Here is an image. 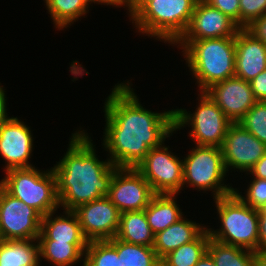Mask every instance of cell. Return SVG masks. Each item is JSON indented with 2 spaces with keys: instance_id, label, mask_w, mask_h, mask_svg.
<instances>
[{
  "instance_id": "cell-42",
  "label": "cell",
  "mask_w": 266,
  "mask_h": 266,
  "mask_svg": "<svg viewBox=\"0 0 266 266\" xmlns=\"http://www.w3.org/2000/svg\"><path fill=\"white\" fill-rule=\"evenodd\" d=\"M258 214H266V207L258 210Z\"/></svg>"
},
{
  "instance_id": "cell-41",
  "label": "cell",
  "mask_w": 266,
  "mask_h": 266,
  "mask_svg": "<svg viewBox=\"0 0 266 266\" xmlns=\"http://www.w3.org/2000/svg\"><path fill=\"white\" fill-rule=\"evenodd\" d=\"M253 266H266V254L255 252L253 256Z\"/></svg>"
},
{
  "instance_id": "cell-13",
  "label": "cell",
  "mask_w": 266,
  "mask_h": 266,
  "mask_svg": "<svg viewBox=\"0 0 266 266\" xmlns=\"http://www.w3.org/2000/svg\"><path fill=\"white\" fill-rule=\"evenodd\" d=\"M74 212L89 242L110 240L116 236L120 212L107 196L80 205Z\"/></svg>"
},
{
  "instance_id": "cell-31",
  "label": "cell",
  "mask_w": 266,
  "mask_h": 266,
  "mask_svg": "<svg viewBox=\"0 0 266 266\" xmlns=\"http://www.w3.org/2000/svg\"><path fill=\"white\" fill-rule=\"evenodd\" d=\"M240 28L246 29L266 14V0H239Z\"/></svg>"
},
{
  "instance_id": "cell-23",
  "label": "cell",
  "mask_w": 266,
  "mask_h": 266,
  "mask_svg": "<svg viewBox=\"0 0 266 266\" xmlns=\"http://www.w3.org/2000/svg\"><path fill=\"white\" fill-rule=\"evenodd\" d=\"M39 264L37 239L0 240V266H40Z\"/></svg>"
},
{
  "instance_id": "cell-8",
  "label": "cell",
  "mask_w": 266,
  "mask_h": 266,
  "mask_svg": "<svg viewBox=\"0 0 266 266\" xmlns=\"http://www.w3.org/2000/svg\"><path fill=\"white\" fill-rule=\"evenodd\" d=\"M200 102L193 113L186 109L175 110V131L186 125L191 126L189 137L197 146L221 147L232 121L206 92L198 95Z\"/></svg>"
},
{
  "instance_id": "cell-34",
  "label": "cell",
  "mask_w": 266,
  "mask_h": 266,
  "mask_svg": "<svg viewBox=\"0 0 266 266\" xmlns=\"http://www.w3.org/2000/svg\"><path fill=\"white\" fill-rule=\"evenodd\" d=\"M257 39L266 44V14L256 19L249 27L246 28Z\"/></svg>"
},
{
  "instance_id": "cell-30",
  "label": "cell",
  "mask_w": 266,
  "mask_h": 266,
  "mask_svg": "<svg viewBox=\"0 0 266 266\" xmlns=\"http://www.w3.org/2000/svg\"><path fill=\"white\" fill-rule=\"evenodd\" d=\"M248 185L245 197L239 193L238 189H234V193L248 206L253 209L260 210L266 207V179H251Z\"/></svg>"
},
{
  "instance_id": "cell-18",
  "label": "cell",
  "mask_w": 266,
  "mask_h": 266,
  "mask_svg": "<svg viewBox=\"0 0 266 266\" xmlns=\"http://www.w3.org/2000/svg\"><path fill=\"white\" fill-rule=\"evenodd\" d=\"M50 212L42 217L41 232L37 240H56L67 243H89L83 235L77 214L74 211L65 210L64 215L54 217Z\"/></svg>"
},
{
  "instance_id": "cell-37",
  "label": "cell",
  "mask_w": 266,
  "mask_h": 266,
  "mask_svg": "<svg viewBox=\"0 0 266 266\" xmlns=\"http://www.w3.org/2000/svg\"><path fill=\"white\" fill-rule=\"evenodd\" d=\"M152 0H127L126 8L129 10L131 19L149 2Z\"/></svg>"
},
{
  "instance_id": "cell-12",
  "label": "cell",
  "mask_w": 266,
  "mask_h": 266,
  "mask_svg": "<svg viewBox=\"0 0 266 266\" xmlns=\"http://www.w3.org/2000/svg\"><path fill=\"white\" fill-rule=\"evenodd\" d=\"M223 161L228 173L230 170H249L266 154V144L247 131L238 122H232L221 145Z\"/></svg>"
},
{
  "instance_id": "cell-39",
  "label": "cell",
  "mask_w": 266,
  "mask_h": 266,
  "mask_svg": "<svg viewBox=\"0 0 266 266\" xmlns=\"http://www.w3.org/2000/svg\"><path fill=\"white\" fill-rule=\"evenodd\" d=\"M91 3L112 5L115 7L126 6L127 0H89Z\"/></svg>"
},
{
  "instance_id": "cell-32",
  "label": "cell",
  "mask_w": 266,
  "mask_h": 266,
  "mask_svg": "<svg viewBox=\"0 0 266 266\" xmlns=\"http://www.w3.org/2000/svg\"><path fill=\"white\" fill-rule=\"evenodd\" d=\"M209 5L217 8L240 27V4L239 0H204Z\"/></svg>"
},
{
  "instance_id": "cell-16",
  "label": "cell",
  "mask_w": 266,
  "mask_h": 266,
  "mask_svg": "<svg viewBox=\"0 0 266 266\" xmlns=\"http://www.w3.org/2000/svg\"><path fill=\"white\" fill-rule=\"evenodd\" d=\"M205 92L232 122H239L257 102L250 82L236 76L213 84Z\"/></svg>"
},
{
  "instance_id": "cell-38",
  "label": "cell",
  "mask_w": 266,
  "mask_h": 266,
  "mask_svg": "<svg viewBox=\"0 0 266 266\" xmlns=\"http://www.w3.org/2000/svg\"><path fill=\"white\" fill-rule=\"evenodd\" d=\"M3 88L4 87H2V85L0 84V123L10 118L7 114V98L5 95V89Z\"/></svg>"
},
{
  "instance_id": "cell-40",
  "label": "cell",
  "mask_w": 266,
  "mask_h": 266,
  "mask_svg": "<svg viewBox=\"0 0 266 266\" xmlns=\"http://www.w3.org/2000/svg\"><path fill=\"white\" fill-rule=\"evenodd\" d=\"M194 266H216L211 255L206 252L204 256Z\"/></svg>"
},
{
  "instance_id": "cell-21",
  "label": "cell",
  "mask_w": 266,
  "mask_h": 266,
  "mask_svg": "<svg viewBox=\"0 0 266 266\" xmlns=\"http://www.w3.org/2000/svg\"><path fill=\"white\" fill-rule=\"evenodd\" d=\"M154 236L144 210L120 213L115 238L131 244L153 247Z\"/></svg>"
},
{
  "instance_id": "cell-14",
  "label": "cell",
  "mask_w": 266,
  "mask_h": 266,
  "mask_svg": "<svg viewBox=\"0 0 266 266\" xmlns=\"http://www.w3.org/2000/svg\"><path fill=\"white\" fill-rule=\"evenodd\" d=\"M33 141L30 127L17 117L0 123V156L5 160L4 171L33 167L28 161L32 156Z\"/></svg>"
},
{
  "instance_id": "cell-9",
  "label": "cell",
  "mask_w": 266,
  "mask_h": 266,
  "mask_svg": "<svg viewBox=\"0 0 266 266\" xmlns=\"http://www.w3.org/2000/svg\"><path fill=\"white\" fill-rule=\"evenodd\" d=\"M151 148L136 170L148 181L155 194H176L183 188V159L169 146Z\"/></svg>"
},
{
  "instance_id": "cell-1",
  "label": "cell",
  "mask_w": 266,
  "mask_h": 266,
  "mask_svg": "<svg viewBox=\"0 0 266 266\" xmlns=\"http://www.w3.org/2000/svg\"><path fill=\"white\" fill-rule=\"evenodd\" d=\"M127 83H117L106 98L103 145L117 168H136L151 148L175 132V110L160 113L142 106Z\"/></svg>"
},
{
  "instance_id": "cell-15",
  "label": "cell",
  "mask_w": 266,
  "mask_h": 266,
  "mask_svg": "<svg viewBox=\"0 0 266 266\" xmlns=\"http://www.w3.org/2000/svg\"><path fill=\"white\" fill-rule=\"evenodd\" d=\"M241 28L228 16L204 0H198L186 29L179 40L235 37Z\"/></svg>"
},
{
  "instance_id": "cell-26",
  "label": "cell",
  "mask_w": 266,
  "mask_h": 266,
  "mask_svg": "<svg viewBox=\"0 0 266 266\" xmlns=\"http://www.w3.org/2000/svg\"><path fill=\"white\" fill-rule=\"evenodd\" d=\"M109 241L116 247L120 266H161L153 247L127 243L115 237Z\"/></svg>"
},
{
  "instance_id": "cell-22",
  "label": "cell",
  "mask_w": 266,
  "mask_h": 266,
  "mask_svg": "<svg viewBox=\"0 0 266 266\" xmlns=\"http://www.w3.org/2000/svg\"><path fill=\"white\" fill-rule=\"evenodd\" d=\"M39 244V262L41 258L55 266H72L84 260L88 243H67L56 240H37Z\"/></svg>"
},
{
  "instance_id": "cell-6",
  "label": "cell",
  "mask_w": 266,
  "mask_h": 266,
  "mask_svg": "<svg viewBox=\"0 0 266 266\" xmlns=\"http://www.w3.org/2000/svg\"><path fill=\"white\" fill-rule=\"evenodd\" d=\"M0 186L11 196L36 209L42 216L54 212L59 205L57 180L52 167L41 171L35 166L5 171Z\"/></svg>"
},
{
  "instance_id": "cell-19",
  "label": "cell",
  "mask_w": 266,
  "mask_h": 266,
  "mask_svg": "<svg viewBox=\"0 0 266 266\" xmlns=\"http://www.w3.org/2000/svg\"><path fill=\"white\" fill-rule=\"evenodd\" d=\"M184 218L154 236L153 249L160 260L181 245L195 240L207 228Z\"/></svg>"
},
{
  "instance_id": "cell-36",
  "label": "cell",
  "mask_w": 266,
  "mask_h": 266,
  "mask_svg": "<svg viewBox=\"0 0 266 266\" xmlns=\"http://www.w3.org/2000/svg\"><path fill=\"white\" fill-rule=\"evenodd\" d=\"M255 178L266 179V154L248 172Z\"/></svg>"
},
{
  "instance_id": "cell-10",
  "label": "cell",
  "mask_w": 266,
  "mask_h": 266,
  "mask_svg": "<svg viewBox=\"0 0 266 266\" xmlns=\"http://www.w3.org/2000/svg\"><path fill=\"white\" fill-rule=\"evenodd\" d=\"M42 215L0 186V240L37 239Z\"/></svg>"
},
{
  "instance_id": "cell-24",
  "label": "cell",
  "mask_w": 266,
  "mask_h": 266,
  "mask_svg": "<svg viewBox=\"0 0 266 266\" xmlns=\"http://www.w3.org/2000/svg\"><path fill=\"white\" fill-rule=\"evenodd\" d=\"M48 13L53 20L55 28L71 26L76 20L85 16L89 11V0H44Z\"/></svg>"
},
{
  "instance_id": "cell-7",
  "label": "cell",
  "mask_w": 266,
  "mask_h": 266,
  "mask_svg": "<svg viewBox=\"0 0 266 266\" xmlns=\"http://www.w3.org/2000/svg\"><path fill=\"white\" fill-rule=\"evenodd\" d=\"M226 168L220 147L195 146L183 159V187H194L198 191H212L213 199L234 192L229 184H224Z\"/></svg>"
},
{
  "instance_id": "cell-2",
  "label": "cell",
  "mask_w": 266,
  "mask_h": 266,
  "mask_svg": "<svg viewBox=\"0 0 266 266\" xmlns=\"http://www.w3.org/2000/svg\"><path fill=\"white\" fill-rule=\"evenodd\" d=\"M91 137L84 130L72 134L69 147L53 171L57 180L59 205L74 211L80 205L108 196L114 172L110 159L99 160Z\"/></svg>"
},
{
  "instance_id": "cell-33",
  "label": "cell",
  "mask_w": 266,
  "mask_h": 266,
  "mask_svg": "<svg viewBox=\"0 0 266 266\" xmlns=\"http://www.w3.org/2000/svg\"><path fill=\"white\" fill-rule=\"evenodd\" d=\"M256 101H266V69L250 81Z\"/></svg>"
},
{
  "instance_id": "cell-28",
  "label": "cell",
  "mask_w": 266,
  "mask_h": 266,
  "mask_svg": "<svg viewBox=\"0 0 266 266\" xmlns=\"http://www.w3.org/2000/svg\"><path fill=\"white\" fill-rule=\"evenodd\" d=\"M82 266H120L116 247L109 241H90Z\"/></svg>"
},
{
  "instance_id": "cell-25",
  "label": "cell",
  "mask_w": 266,
  "mask_h": 266,
  "mask_svg": "<svg viewBox=\"0 0 266 266\" xmlns=\"http://www.w3.org/2000/svg\"><path fill=\"white\" fill-rule=\"evenodd\" d=\"M210 234L206 228L195 240L181 245L161 260V266H194L207 252Z\"/></svg>"
},
{
  "instance_id": "cell-20",
  "label": "cell",
  "mask_w": 266,
  "mask_h": 266,
  "mask_svg": "<svg viewBox=\"0 0 266 266\" xmlns=\"http://www.w3.org/2000/svg\"><path fill=\"white\" fill-rule=\"evenodd\" d=\"M176 194H155L144 209L150 229L154 235L181 219L184 214L175 201Z\"/></svg>"
},
{
  "instance_id": "cell-3",
  "label": "cell",
  "mask_w": 266,
  "mask_h": 266,
  "mask_svg": "<svg viewBox=\"0 0 266 266\" xmlns=\"http://www.w3.org/2000/svg\"><path fill=\"white\" fill-rule=\"evenodd\" d=\"M174 45L183 50L199 92L235 76V37L178 40Z\"/></svg>"
},
{
  "instance_id": "cell-29",
  "label": "cell",
  "mask_w": 266,
  "mask_h": 266,
  "mask_svg": "<svg viewBox=\"0 0 266 266\" xmlns=\"http://www.w3.org/2000/svg\"><path fill=\"white\" fill-rule=\"evenodd\" d=\"M238 123L266 144V101H257Z\"/></svg>"
},
{
  "instance_id": "cell-5",
  "label": "cell",
  "mask_w": 266,
  "mask_h": 266,
  "mask_svg": "<svg viewBox=\"0 0 266 266\" xmlns=\"http://www.w3.org/2000/svg\"><path fill=\"white\" fill-rule=\"evenodd\" d=\"M220 228H207L210 238L252 252H258V210L245 204L234 192L214 199Z\"/></svg>"
},
{
  "instance_id": "cell-4",
  "label": "cell",
  "mask_w": 266,
  "mask_h": 266,
  "mask_svg": "<svg viewBox=\"0 0 266 266\" xmlns=\"http://www.w3.org/2000/svg\"><path fill=\"white\" fill-rule=\"evenodd\" d=\"M198 0H152L130 21L139 33L174 45L186 32Z\"/></svg>"
},
{
  "instance_id": "cell-11",
  "label": "cell",
  "mask_w": 266,
  "mask_h": 266,
  "mask_svg": "<svg viewBox=\"0 0 266 266\" xmlns=\"http://www.w3.org/2000/svg\"><path fill=\"white\" fill-rule=\"evenodd\" d=\"M154 195L148 181L135 168H118L107 197L123 213L144 210Z\"/></svg>"
},
{
  "instance_id": "cell-27",
  "label": "cell",
  "mask_w": 266,
  "mask_h": 266,
  "mask_svg": "<svg viewBox=\"0 0 266 266\" xmlns=\"http://www.w3.org/2000/svg\"><path fill=\"white\" fill-rule=\"evenodd\" d=\"M207 252L216 266H253L255 252L209 239Z\"/></svg>"
},
{
  "instance_id": "cell-35",
  "label": "cell",
  "mask_w": 266,
  "mask_h": 266,
  "mask_svg": "<svg viewBox=\"0 0 266 266\" xmlns=\"http://www.w3.org/2000/svg\"><path fill=\"white\" fill-rule=\"evenodd\" d=\"M258 252L266 254V214H258Z\"/></svg>"
},
{
  "instance_id": "cell-17",
  "label": "cell",
  "mask_w": 266,
  "mask_h": 266,
  "mask_svg": "<svg viewBox=\"0 0 266 266\" xmlns=\"http://www.w3.org/2000/svg\"><path fill=\"white\" fill-rule=\"evenodd\" d=\"M266 69V44L247 29L235 36V76L250 82Z\"/></svg>"
}]
</instances>
